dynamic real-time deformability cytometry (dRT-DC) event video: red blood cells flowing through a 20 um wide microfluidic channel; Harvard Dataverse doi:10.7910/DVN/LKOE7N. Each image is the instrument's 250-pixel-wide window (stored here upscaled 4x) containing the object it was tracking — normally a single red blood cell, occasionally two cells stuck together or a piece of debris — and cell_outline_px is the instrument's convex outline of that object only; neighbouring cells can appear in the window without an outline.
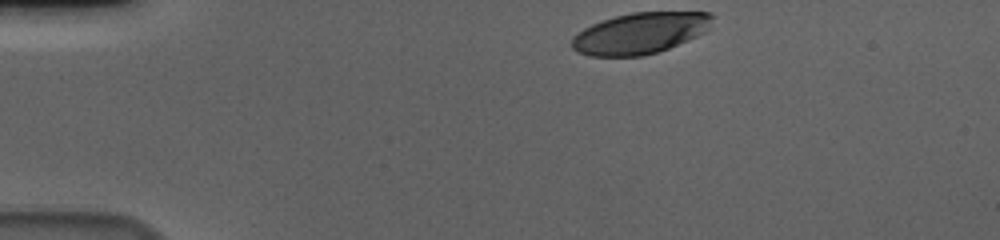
{"species": "human", "species_latin": "Homo sapiens", "temperature_condition": "cold", "stored_images_in_passage": 38, "camera_frame_rate_fps": 3000, "um_per_image_px": 0.085, "donor": {"sex": "male"}, "frame": {"image": 1, "passage_image": 1, "time_ms": 0.0, "image_size_px": [1000, 240], "cell_outline_px": [[712, 16], [708, 28], [704, 32], [688, 40], [668, 48], [644, 56], [588, 56], [576, 52], [572, 48], [572, 36], [584, 28], [592, 24], [616, 16], [632, 12], [712, 12]], "centroid_in_image_um": [54.37, 2.83], "position_along_channel_um": 30.6, "area_um2": 33.52}}
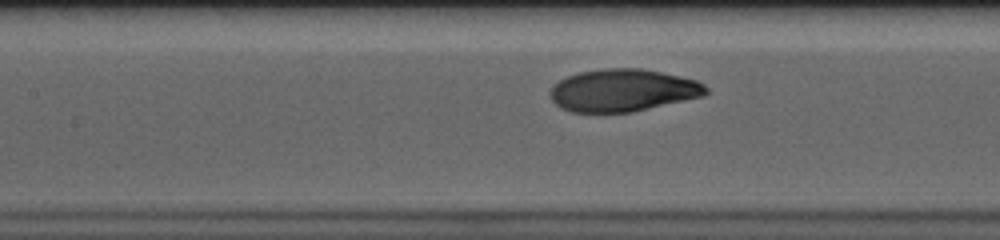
{"frame": {"image": 2, "passage_image": 17, "time_ms": 5.333, "image_size_px": [1000, 240], "cell_outline_px": [[708, 92], [704, 96], [632, 112], [572, 112], [560, 108], [552, 100], [548, 92], [560, 80], [568, 76], [580, 72], [604, 68], [640, 68], [660, 72], [696, 80], [704, 84], [708, 88]], "centroid_in_image_um": [52.94, 7.68], "position_along_channel_um": 154.5, "area_um2": 38.38}}
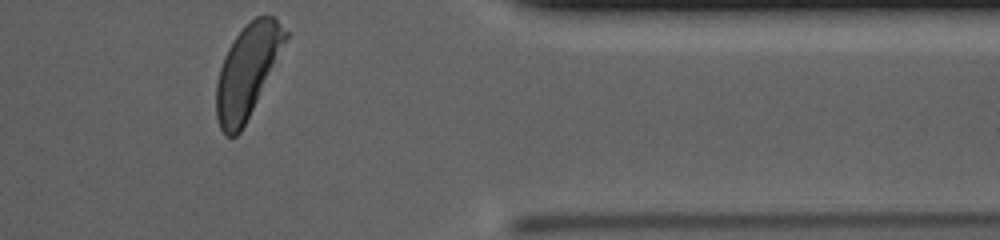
{"frame": {"image": 3, "passage_image": 38, "time_ms": 12.333, "image_size_px": [1000, 240], "cell_outline_px": [[288, 36], [240, 132], [236, 136], [224, 136], [220, 128], [216, 116], [216, 84], [220, 68], [224, 56], [228, 48], [236, 36], [256, 16], [272, 16], [288, 32]], "centroid_in_image_um": [20.97, 6.06], "position_along_channel_um": 390.4, "area_um2": 35.84}, "authors_computed_cell_mechanics": {"area_um2": 38.8416, "velocity_mm_per_s": 3.6076, "shape_relaxation_time_tau1_ms": 3.4685, "shape_relaxation_time_tau2_ms": null, "deformation_change_tau1": 0.1712, "deformation_change_tau2": null}}